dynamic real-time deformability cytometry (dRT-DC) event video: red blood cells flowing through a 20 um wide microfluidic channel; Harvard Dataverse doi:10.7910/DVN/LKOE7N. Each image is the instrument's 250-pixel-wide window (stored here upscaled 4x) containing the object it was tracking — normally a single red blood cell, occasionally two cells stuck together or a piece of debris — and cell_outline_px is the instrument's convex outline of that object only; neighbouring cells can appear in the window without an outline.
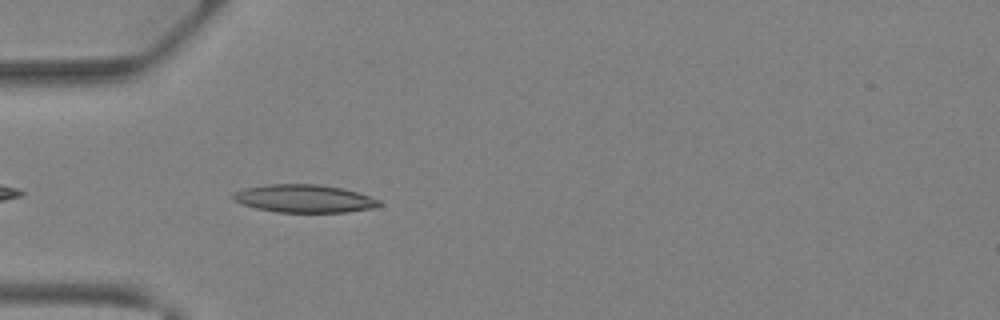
{"species": "Egyptian fruit bat (a non-hibernating species)", "species_latin": "Rousettus aegyptiacus", "temperature_condition": "warm", "stored_images_in_passage": 30, "camera_frame_rate_fps": 3000, "um_per_image_px": 0.085, "animal": {"sex": "female"}, "frame": {"image": 1, "passage_image": 2, "time_ms": 0.333, "image_size_px": [1000, 320], "cell_outline_px": [[384, 204], [372, 208], [348, 212], [276, 212], [256, 208], [232, 200], [232, 192], [244, 188], [268, 184], [320, 184], [344, 188], [380, 200]], "centroid_in_image_um": [25.85, 16.87], "position_along_channel_um": 59.2, "area_um2": 23.87}}
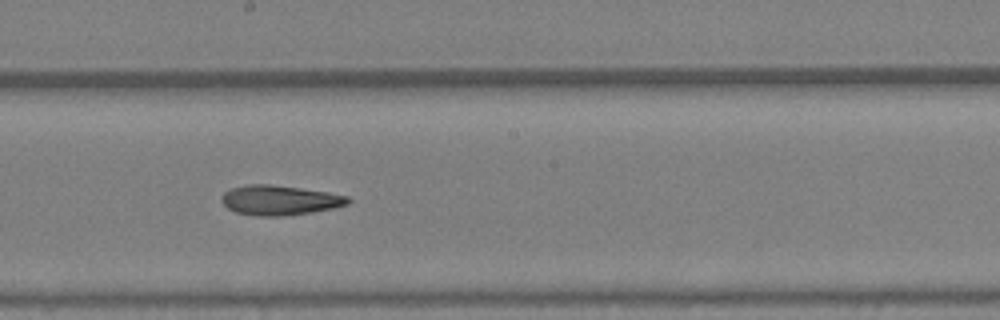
{"frame": {"image": 2, "passage_image": 12, "time_ms": 3.667, "image_size_px": [1000, 320], "cell_outline_px": [[352, 200], [348, 204], [332, 208], [312, 212], [280, 216], [260, 216], [236, 212], [228, 208], [220, 200], [224, 192], [232, 188], [248, 184], [268, 184], [300, 188], [328, 192], [348, 196]], "centroid_in_image_um": [23.78, 17.01], "position_along_channel_um": 224.4, "area_um2": 21.79}}
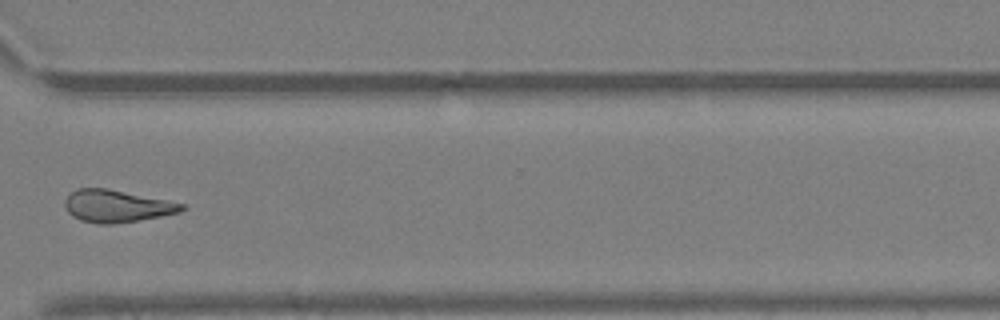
{"frame": {"image": 3, "passage_image": 20, "time_ms": 6.333, "image_size_px": [1000, 320], "cell_outline_px": [[184, 208], [180, 212], [140, 220], [112, 224], [100, 224], [80, 220], [72, 216], [68, 212], [64, 204], [64, 200], [76, 188], [108, 188], [168, 200], [184, 204]], "centroid_in_image_um": [9.9, 17.51], "position_along_channel_um": 360.7, "area_um2": 21.96}}